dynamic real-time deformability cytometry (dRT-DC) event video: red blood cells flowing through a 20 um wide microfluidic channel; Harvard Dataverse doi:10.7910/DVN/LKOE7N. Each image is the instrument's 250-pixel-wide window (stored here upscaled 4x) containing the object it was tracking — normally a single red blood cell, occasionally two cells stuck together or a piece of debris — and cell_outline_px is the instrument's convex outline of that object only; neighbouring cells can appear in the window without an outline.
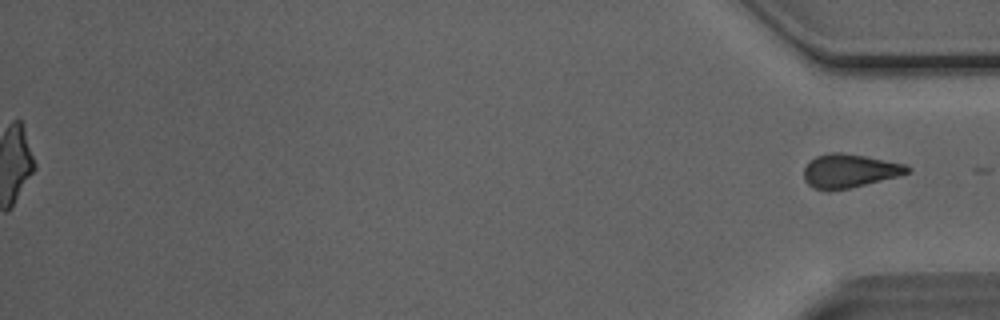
{"species": "Egyptian fruit bat (a non-hibernating species)", "species_latin": "Rousettus aegyptiacus", "temperature_condition": "room temperature", "stored_images_in_passage": 34, "segment_of_instrument_passage": [2, 2], "camera_frame_rate_fps": 3000, "um_per_image_px": 0.085, "animal": {"sex": "male"}, "frame": {"image": 1, "passage_image": 34, "time_ms": 11.0, "image_size_px": [1000, 320], "cell_outline_px": [[912, 168], [908, 172], [900, 176], [848, 188], [828, 192], [812, 188], [804, 180], [804, 168], [816, 156], [828, 152], [840, 152], [864, 156], [904, 164]], "centroid_in_image_um": [72.17, 14.54], "position_along_channel_um": 363.0, "area_um2": 20.29}}